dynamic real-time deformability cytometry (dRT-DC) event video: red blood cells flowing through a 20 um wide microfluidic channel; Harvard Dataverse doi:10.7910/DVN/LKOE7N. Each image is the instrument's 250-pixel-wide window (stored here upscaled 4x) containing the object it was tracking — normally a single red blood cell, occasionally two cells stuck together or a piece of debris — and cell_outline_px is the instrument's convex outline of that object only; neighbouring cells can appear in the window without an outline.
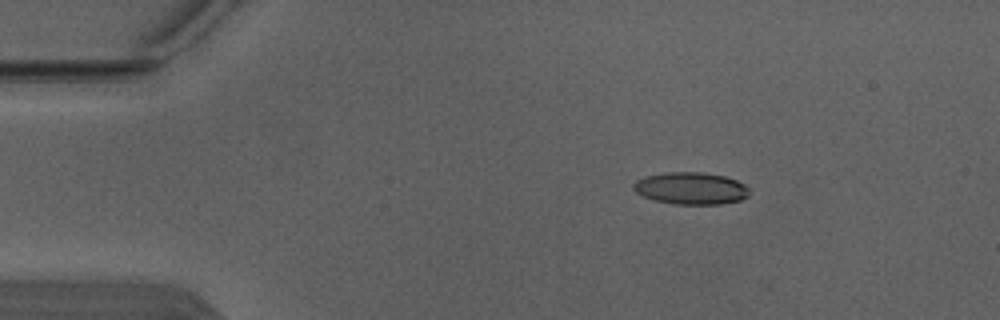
{"species": "Egyptian fruit bat (a non-hibernating species)", "species_latin": "Rousettus aegyptiacus", "temperature_condition": "warm", "stored_images_in_passage": 5, "camera_frame_rate_fps": 3000, "um_per_image_px": 0.085, "animal": {"sex": "male"}, "frame": {"image": 1, "passage_image": 2, "time_ms": 0.333, "image_size_px": [1000, 320], "cell_outline_px": [[752, 192], [748, 196], [740, 200], [720, 204], [676, 204], [656, 200], [644, 196], [636, 192], [632, 188], [632, 184], [636, 180], [644, 176], [664, 172], [704, 172], [724, 176], [736, 180], [744, 184]], "centroid_in_image_um": [58.73, 15.99], "position_along_channel_um": 26.3, "area_um2": 21.79}}
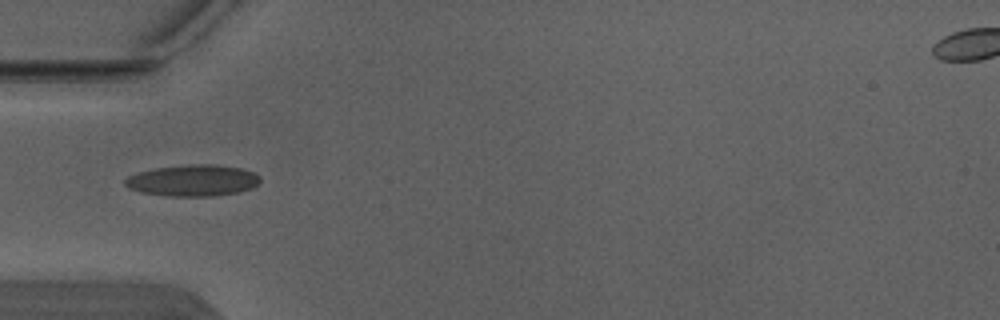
{"frame": {"image": 2, "passage_image": 4, "time_ms": 1.0, "image_size_px": [1000, 320], "cell_outline_px": [[260, 180], [252, 188], [240, 192], [212, 196], [168, 196], [140, 192], [128, 188], [124, 184], [124, 180], [128, 176], [140, 172], [156, 168], [192, 164], [216, 164], [240, 168], [252, 172], [260, 176]], "centroid_in_image_um": [16.39, 15.34], "position_along_channel_um": 68.6, "area_um2": 24.68}}
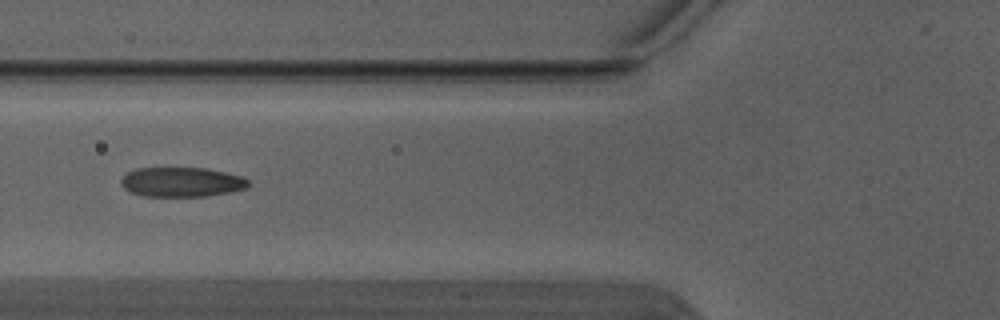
{"frame": {"image": 3, "passage_image": 5, "time_ms": 1.333, "image_size_px": [1000, 320], "cell_outline_px": [[248, 184], [244, 188], [232, 192], [208, 196], [144, 196], [132, 192], [124, 188], [120, 184], [120, 180], [128, 172], [136, 168], [204, 168], [244, 176], [248, 180]], "centroid_in_image_um": [15.44, 15.47], "position_along_channel_um": 110.4, "area_um2": 21.91}}